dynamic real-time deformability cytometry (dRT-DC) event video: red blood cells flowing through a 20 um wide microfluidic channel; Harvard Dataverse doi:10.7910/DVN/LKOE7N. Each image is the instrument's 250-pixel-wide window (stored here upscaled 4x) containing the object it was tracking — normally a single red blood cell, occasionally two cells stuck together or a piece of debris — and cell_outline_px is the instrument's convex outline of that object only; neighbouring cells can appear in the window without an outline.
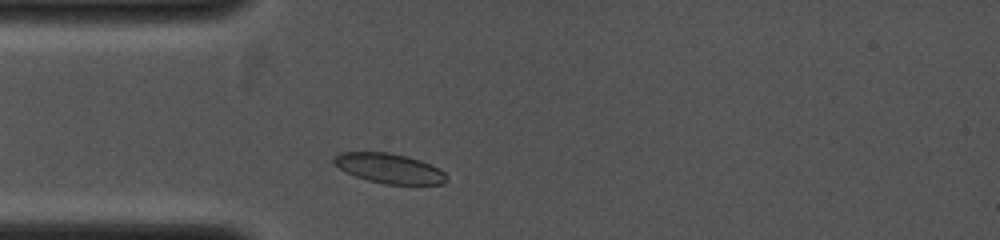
{"species": "common noctule bat (a hibernating species)", "species_latin": "Nyctalus noctula", "temperature_condition": "cold", "stored_images_in_passage": 1, "camera_frame_rate_fps": 4000, "um_per_image_px": 0.085, "animal": {"sex": "female", "body_mass_g": 19.0, "forearm_length_mm": 53.3}, "frame": {"image": 1, "passage_image": 1, "time_ms": 0.0, "image_size_px": [1000, 240], "cell_outline_px": [[448, 180], [444, 184], [384, 184], [368, 180], [356, 176], [332, 164], [332, 156], [340, 152], [388, 152], [408, 156], [420, 160], [440, 168], [448, 176]], "centroid_in_image_um": [33.1, 14.3], "position_along_channel_um": 51.9, "area_um2": 19.77}}